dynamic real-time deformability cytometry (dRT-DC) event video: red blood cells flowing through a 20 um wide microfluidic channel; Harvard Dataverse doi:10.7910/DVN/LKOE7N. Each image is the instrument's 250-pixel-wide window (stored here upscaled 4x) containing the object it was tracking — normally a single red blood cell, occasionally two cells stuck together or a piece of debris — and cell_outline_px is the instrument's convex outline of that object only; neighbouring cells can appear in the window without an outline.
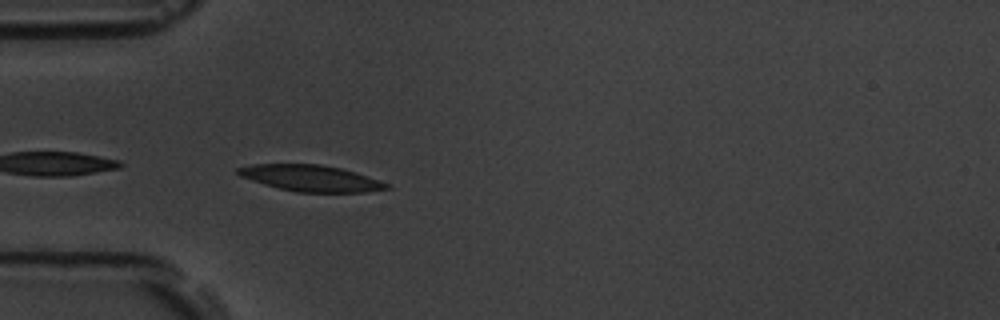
{"species": "common noctule bat (a hibernating species)", "species_latin": "Nyctalus noctula", "temperature_condition": "room temperature", "stored_images_in_passage": 25, "camera_frame_rate_fps": 3000, "um_per_image_px": 0.085, "animal": {"sex": "male", "body_mass_g": 19.5, "forearm_length_mm": 54.6}, "frame": {"image": 1, "passage_image": 1, "time_ms": 0.0, "image_size_px": [1000, 320], "cell_outline_px": [[392, 188], [364, 192], [296, 192], [264, 184], [240, 176], [236, 172], [236, 168], [252, 164], [320, 164], [340, 168], [368, 176], [388, 184]], "centroid_in_image_um": [26.4, 15.14], "position_along_channel_um": 58.6, "area_um2": 22.54}}
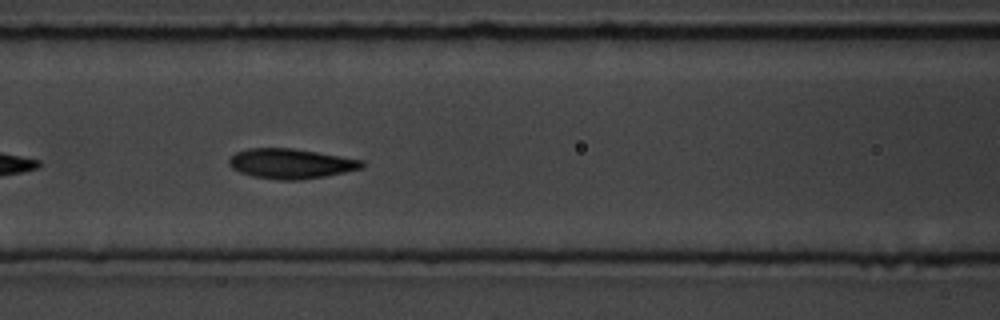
{"frame": {"image": 2, "passage_image": 8, "time_ms": 2.333, "image_size_px": [1000, 320], "cell_outline_px": [[364, 168], [324, 176], [300, 180], [280, 180], [252, 176], [240, 172], [232, 168], [228, 164], [228, 160], [236, 152], [248, 148], [292, 148], [364, 160]], "centroid_in_image_um": [24.71, 13.91], "position_along_channel_um": 141.9, "area_um2": 23.12}}
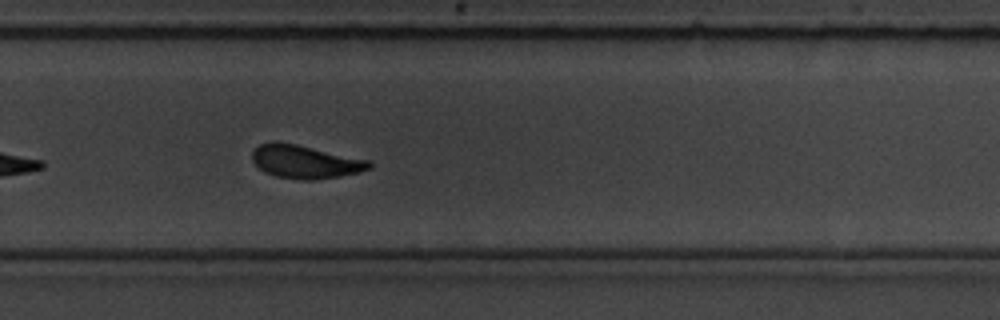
{"frame": {"image": 3, "passage_image": 21, "time_ms": 6.667, "image_size_px": [1000, 320], "cell_outline_px": [[372, 168], [360, 172], [312, 180], [300, 180], [276, 176], [264, 172], [252, 160], [252, 152], [260, 144], [272, 140], [296, 144], [372, 160]], "centroid_in_image_um": [25.96, 13.73], "position_along_channel_um": 303.8, "area_um2": 22.77}}